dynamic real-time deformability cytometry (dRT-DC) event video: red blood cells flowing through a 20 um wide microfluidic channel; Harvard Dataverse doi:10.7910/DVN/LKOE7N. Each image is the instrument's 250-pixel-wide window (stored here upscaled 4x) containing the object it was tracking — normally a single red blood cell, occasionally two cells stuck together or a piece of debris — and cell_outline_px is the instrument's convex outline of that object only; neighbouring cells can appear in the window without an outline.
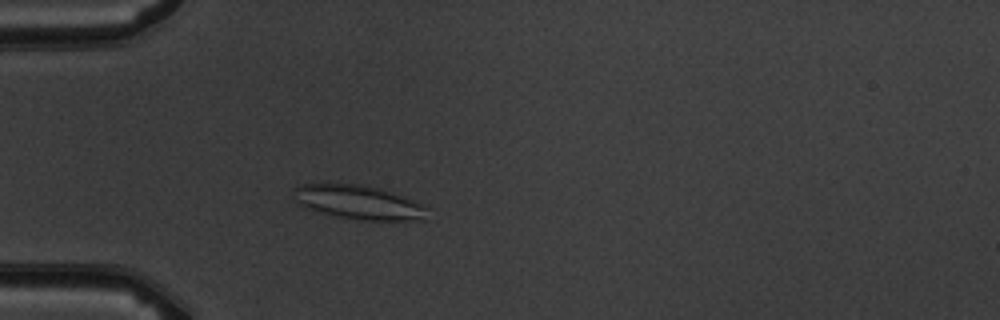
{"species": "common noctule bat (a hibernating species)", "species_latin": "Nyctalus noctula", "temperature_condition": "warm", "stored_images_in_passage": 3, "camera_frame_rate_fps": 3000, "um_per_image_px": 0.085, "animal": {"sex": "male", "body_mass_g": 19.5, "forearm_length_mm": 54.6}, "frame": {"image": 1, "passage_image": 3, "time_ms": 3.333, "image_size_px": [1000, 320], "cell_outline_px": [[428, 220], [360, 220], [340, 216], [308, 208], [300, 204], [296, 200], [292, 188], [300, 184], [360, 184], [380, 188], [404, 196], [424, 204], [428, 208]], "centroid_in_image_um": [30.57, 17.19], "position_along_channel_um": 54.4, "area_um2": 26.41}}